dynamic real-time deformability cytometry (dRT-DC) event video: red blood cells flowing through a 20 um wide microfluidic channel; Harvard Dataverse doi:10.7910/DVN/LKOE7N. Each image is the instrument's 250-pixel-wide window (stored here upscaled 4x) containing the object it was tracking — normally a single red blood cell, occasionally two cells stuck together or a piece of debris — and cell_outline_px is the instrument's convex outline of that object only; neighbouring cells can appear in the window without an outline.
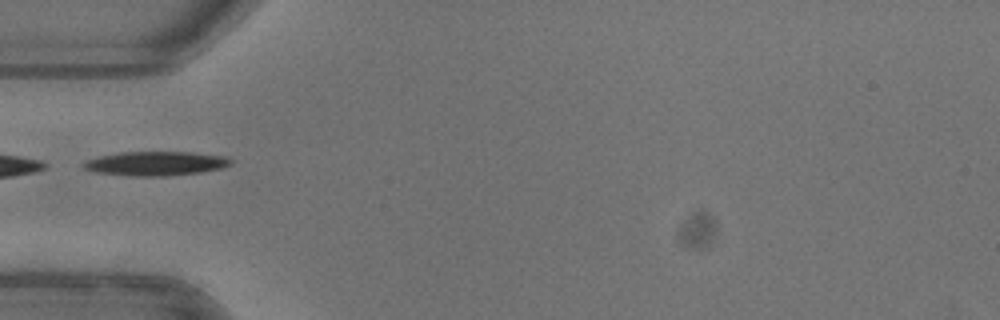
{"species": "common noctule bat (a hibernating species)", "species_latin": "Nyctalus noctula", "temperature_condition": "warm", "stored_images_in_passage": 34, "camera_frame_rate_fps": 3000, "um_per_image_px": 0.085, "animal": {"sex": "female"}, "frame": {"image": 1, "passage_image": 1, "time_ms": 0.0, "image_size_px": [1000, 320], "cell_outline_px": [[232, 164], [224, 168], [200, 172], [164, 176], [128, 176], [92, 172], [84, 168], [80, 164], [88, 160], [100, 156], [120, 152], [192, 152], [228, 156], [232, 160]], "centroid_in_image_um": [13.25, 13.9], "position_along_channel_um": 71.7, "area_um2": 20.98}, "authors_computed_cell_mechanics": {"area_um2": 20.8658, "velocity_mm_per_s": 3.9669, "shape_relaxation_time_tau1_ms": 3.2416, "shape_relaxation_time_tau2_ms": null, "deformation_change_tau1": 0.15, "deformation_change_tau2": null}}